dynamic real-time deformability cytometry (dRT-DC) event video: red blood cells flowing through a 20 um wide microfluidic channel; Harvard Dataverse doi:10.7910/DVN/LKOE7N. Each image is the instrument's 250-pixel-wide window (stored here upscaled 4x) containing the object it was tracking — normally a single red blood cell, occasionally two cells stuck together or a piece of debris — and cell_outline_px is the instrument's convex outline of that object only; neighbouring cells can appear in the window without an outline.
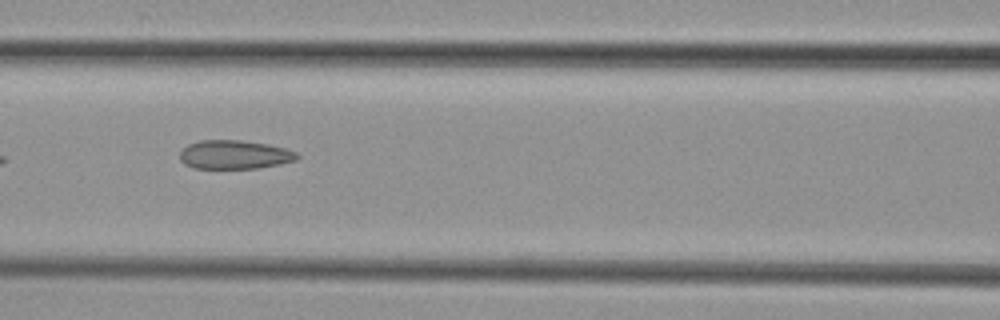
{"species": "common noctule bat (a hibernating species)", "species_latin": "Nyctalus noctula", "temperature_condition": "cold", "stored_images_in_passage": 5, "camera_frame_rate_fps": 3000, "um_per_image_px": 0.085, "animal": {"sex": "female", "body_mass_g": 29.2, "forearm_length_mm": 56.3}, "frame": {"image": 1, "passage_image": 5, "time_ms": 4.333, "image_size_px": [1000, 320], "cell_outline_px": [[300, 156], [296, 160], [280, 164], [256, 168], [192, 168], [184, 164], [180, 160], [180, 152], [188, 144], [200, 140], [240, 140], [268, 144], [284, 148], [296, 152]], "centroid_in_image_um": [19.92, 13.14], "position_along_channel_um": 146.7, "area_um2": 19.65}}